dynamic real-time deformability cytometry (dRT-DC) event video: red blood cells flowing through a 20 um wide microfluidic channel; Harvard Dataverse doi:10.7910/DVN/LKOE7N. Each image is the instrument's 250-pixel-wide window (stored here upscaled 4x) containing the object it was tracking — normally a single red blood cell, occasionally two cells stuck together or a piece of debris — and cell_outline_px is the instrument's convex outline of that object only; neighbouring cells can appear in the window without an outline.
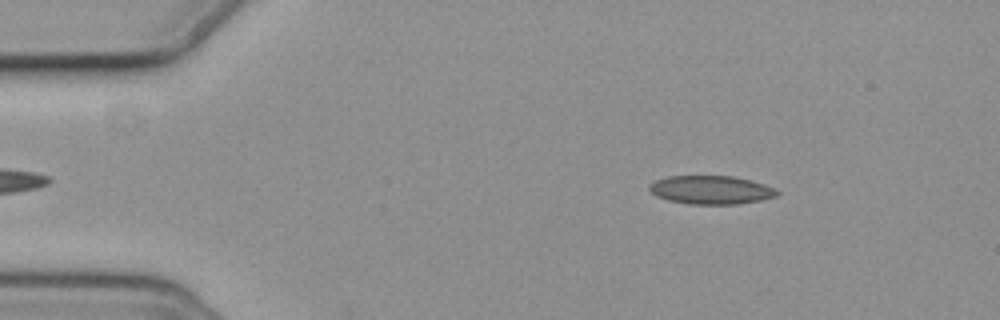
{"species": "common noctule bat (a hibernating species)", "species_latin": "Nyctalus noctula", "temperature_condition": "cold", "stored_images_in_passage": 4, "camera_frame_rate_fps": 3000, "um_per_image_px": 0.085, "animal": {"sex": "female", "body_mass_g": 19.3, "forearm_length_mm": 54.1}, "frame": {"image": 1, "passage_image": 1, "time_ms": 0.0, "image_size_px": [1000, 320], "cell_outline_px": [[780, 192], [776, 196], [760, 200], [736, 204], [688, 204], [668, 200], [656, 196], [648, 188], [648, 184], [656, 180], [668, 176], [732, 176], [752, 180], [776, 188]], "centroid_in_image_um": [60.44, 16.14], "position_along_channel_um": 24.6, "area_um2": 21.27}}
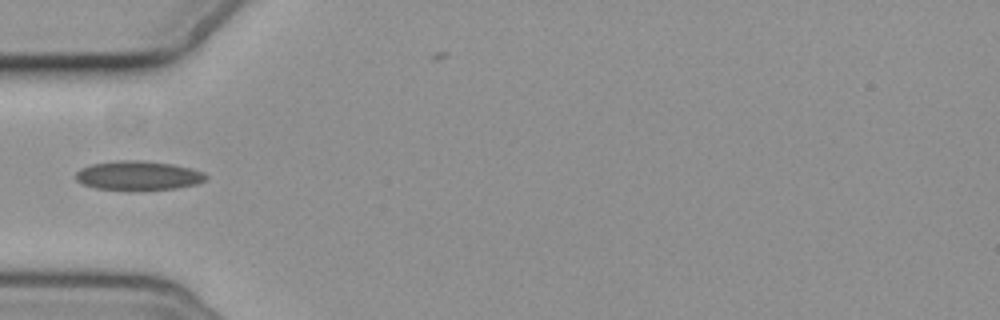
{"frame": {"image": 2, "passage_image": 4, "time_ms": 3.333, "image_size_px": [1000, 320], "cell_outline_px": [[208, 176], [204, 180], [196, 184], [176, 188], [96, 188], [80, 184], [76, 180], [76, 172], [80, 168], [92, 164], [120, 160], [140, 160], [172, 164], [192, 168], [204, 172]], "centroid_in_image_um": [11.74, 14.89], "position_along_channel_um": 73.3, "area_um2": 21.56}}